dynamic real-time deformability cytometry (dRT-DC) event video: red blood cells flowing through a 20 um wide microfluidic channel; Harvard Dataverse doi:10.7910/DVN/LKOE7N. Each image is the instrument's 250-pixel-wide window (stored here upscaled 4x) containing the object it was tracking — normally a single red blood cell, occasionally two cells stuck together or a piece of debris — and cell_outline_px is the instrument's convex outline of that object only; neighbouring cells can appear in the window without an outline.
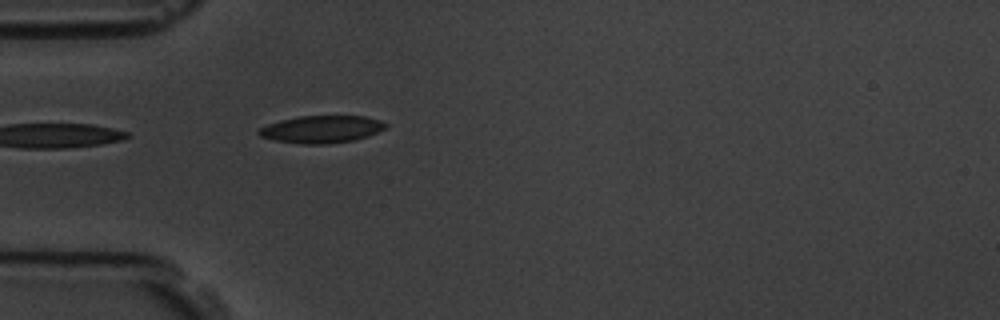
{"species": "common noctule bat (a hibernating species)", "species_latin": "Nyctalus noctula", "temperature_condition": "room temperature", "stored_images_in_passage": 5, "camera_frame_rate_fps": 3000, "um_per_image_px": 0.085, "animal": {"sex": "male", "body_mass_g": 19.5, "forearm_length_mm": 54.6}, "frame": {"image": 1, "passage_image": 5, "time_ms": 4.667, "image_size_px": [1000, 320], "cell_outline_px": [[388, 124], [384, 128], [368, 136], [356, 140], [328, 144], [304, 144], [276, 140], [260, 136], [256, 132], [260, 128], [268, 124], [280, 120], [300, 116], [364, 116], [380, 120]], "centroid_in_image_um": [27.34, 10.98], "position_along_channel_um": 57.7, "area_um2": 20.11}}